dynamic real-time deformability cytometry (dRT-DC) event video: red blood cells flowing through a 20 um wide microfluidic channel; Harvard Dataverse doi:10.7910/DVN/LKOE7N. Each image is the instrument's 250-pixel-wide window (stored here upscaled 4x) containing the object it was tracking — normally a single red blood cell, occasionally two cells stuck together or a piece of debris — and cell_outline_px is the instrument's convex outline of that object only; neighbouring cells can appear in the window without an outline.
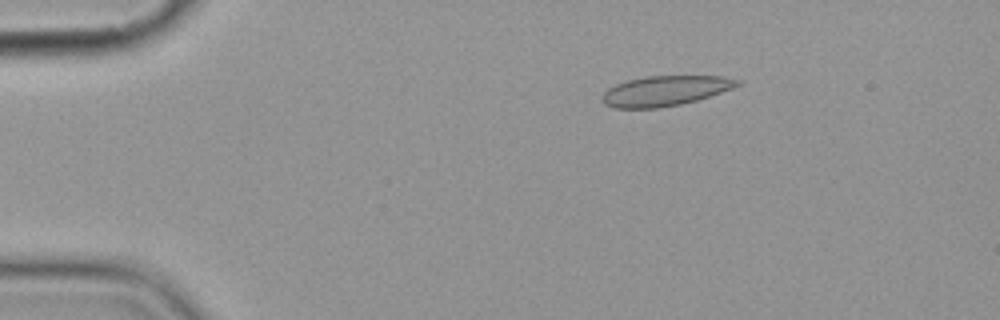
{"species": "common noctule bat (a hibernating species)", "species_latin": "Nyctalus noctula", "temperature_condition": "cold", "stored_images_in_passage": 5, "camera_frame_rate_fps": 3000, "um_per_image_px": 0.085, "animal": {"sex": "female", "body_mass_g": 19.9}, "frame": {"image": 1, "passage_image": 3, "time_ms": 2.333, "image_size_px": [1000, 320], "cell_outline_px": [[744, 84], [696, 100], [680, 104], [656, 108], [616, 108], [604, 104], [604, 92], [608, 88], [616, 84], [628, 80], [644, 76], [724, 76], [744, 80]], "centroid_in_image_um": [56.59, 7.7], "position_along_channel_um": 28.4, "area_um2": 23.58}}